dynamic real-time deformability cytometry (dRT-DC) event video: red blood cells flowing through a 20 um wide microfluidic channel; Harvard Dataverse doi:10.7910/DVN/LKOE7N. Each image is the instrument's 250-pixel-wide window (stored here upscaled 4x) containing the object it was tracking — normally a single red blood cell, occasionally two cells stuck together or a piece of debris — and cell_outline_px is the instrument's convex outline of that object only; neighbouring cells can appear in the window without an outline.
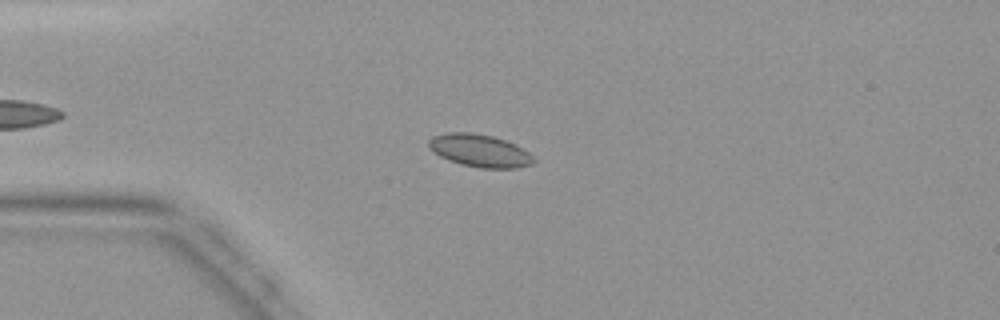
{"species": "common noctule bat (a hibernating species)", "species_latin": "Nyctalus noctula", "temperature_condition": "warm", "stored_images_in_passage": 40, "camera_frame_rate_fps": 3000, "um_per_image_px": 0.085, "animal": {"sex": "female", "body_mass_g": 19.9}, "frame": {"image": 1, "passage_image": 11, "time_ms": 3.333, "image_size_px": [1000, 320], "cell_outline_px": [[536, 160], [532, 164], [516, 168], [480, 168], [460, 164], [448, 160], [432, 152], [428, 148], [428, 140], [432, 136], [448, 132], [472, 132], [492, 136], [516, 144], [528, 152]], "centroid_in_image_um": [40.74, 12.8], "position_along_channel_um": 44.3, "area_um2": 20.11}}
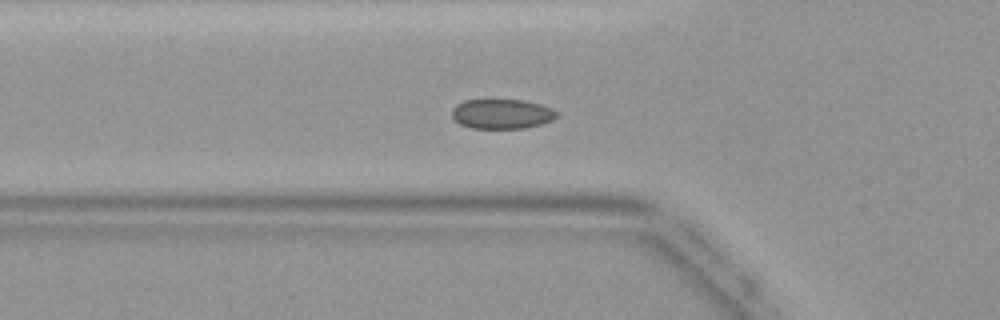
{"frame": {"image": 2, "passage_image": 15, "time_ms": 4.667, "image_size_px": [1000, 320], "cell_outline_px": [[560, 116], [552, 120], [540, 124], [524, 128], [472, 128], [460, 124], [452, 116], [452, 108], [456, 104], [464, 100], [524, 100], [540, 104], [552, 108], [560, 112]], "centroid_in_image_um": [42.69, 9.67], "position_along_channel_um": 83.1, "area_um2": 18.26}}
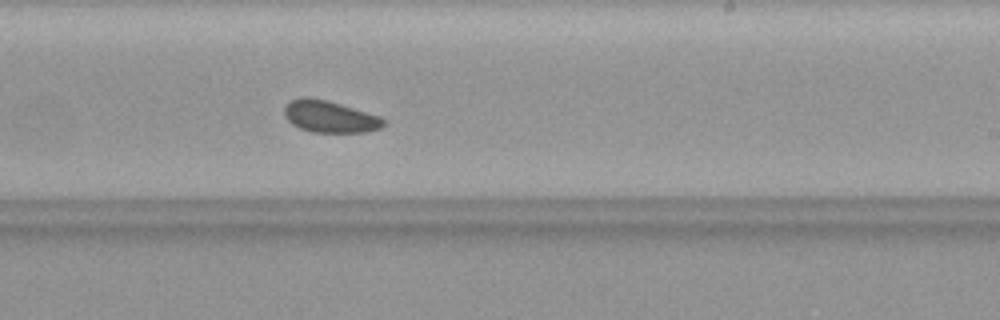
{"frame": {"image": 3, "passage_image": 27, "time_ms": 8.667, "image_size_px": [1000, 320], "cell_outline_px": [[384, 124], [380, 128], [368, 132], [312, 132], [300, 128], [292, 124], [284, 116], [284, 108], [292, 100], [300, 96], [308, 96], [328, 100], [380, 116], [384, 120]], "centroid_in_image_um": [28.01, 9.9], "position_along_channel_um": 261.0, "area_um2": 18.44}}